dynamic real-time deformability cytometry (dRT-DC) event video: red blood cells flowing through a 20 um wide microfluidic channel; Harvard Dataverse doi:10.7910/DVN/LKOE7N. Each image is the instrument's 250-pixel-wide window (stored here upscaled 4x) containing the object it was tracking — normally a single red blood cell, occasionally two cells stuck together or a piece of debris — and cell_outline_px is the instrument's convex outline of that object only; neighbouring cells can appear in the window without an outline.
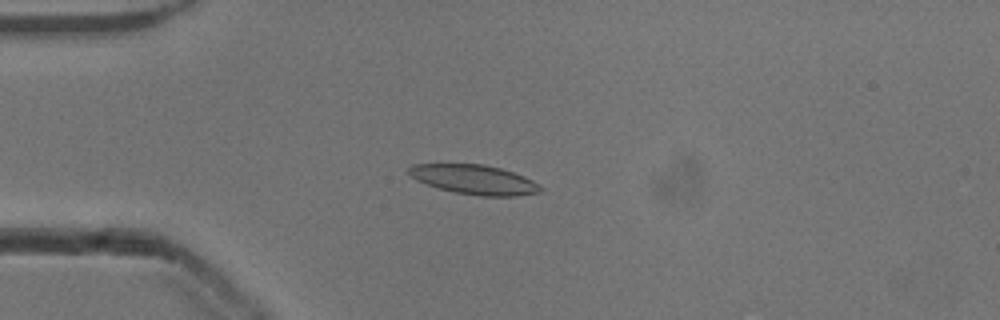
{"species": "common noctule bat (a hibernating species)", "species_latin": "Nyctalus noctula", "temperature_condition": "cold", "stored_images_in_passage": 45, "camera_frame_rate_fps": 3000, "um_per_image_px": 0.085, "animal": {"sex": "male", "body_mass_g": 13.3}, "frame": {"image": 1, "passage_image": 6, "time_ms": 1.667, "image_size_px": [1000, 320], "cell_outline_px": [[544, 192], [516, 196], [480, 196], [456, 192], [440, 188], [416, 180], [408, 172], [408, 168], [412, 164], [484, 164], [500, 168], [524, 176], [540, 184], [544, 188]], "centroid_in_image_um": [40.38, 15.27], "position_along_channel_um": 44.6, "area_um2": 22.6}}
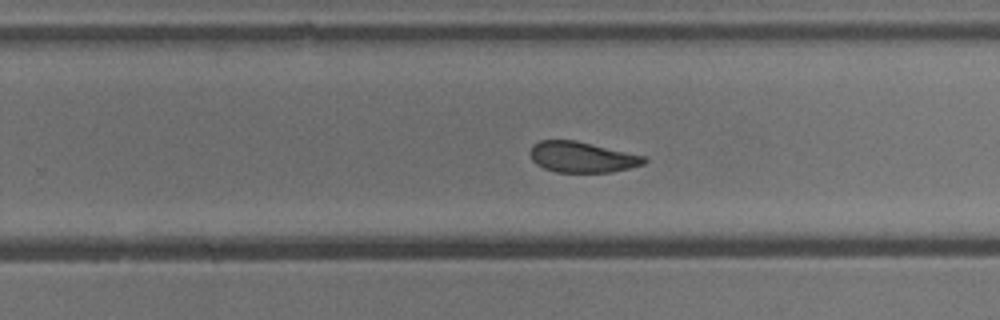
{"frame": {"image": 2, "passage_image": 26, "time_ms": 8.333, "image_size_px": [1000, 320], "cell_outline_px": [[648, 160], [644, 164], [612, 172], [556, 172], [544, 168], [536, 164], [532, 160], [528, 152], [532, 144], [540, 140], [576, 140], [644, 156]], "centroid_in_image_um": [49.42, 13.35], "position_along_channel_um": 280.4, "area_um2": 20.46}}
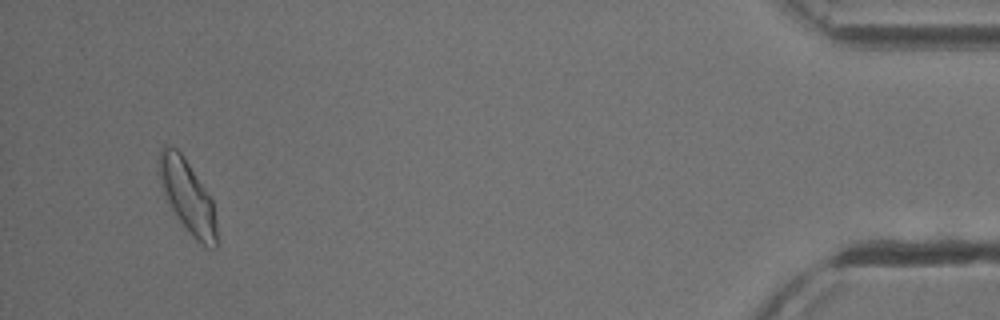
{"frame": {"image": 3, "passage_image": 43, "time_ms": 14.0, "image_size_px": [1000, 320], "cell_outline_px": [[216, 248], [208, 248], [196, 240], [192, 236], [180, 220], [172, 208], [160, 184], [160, 148], [164, 144], [176, 148], [180, 152], [212, 200], [216, 220]], "centroid_in_image_um": [15.95, 16.71], "position_along_channel_um": 419.2, "area_um2": 23.52}, "authors_computed_cell_mechanics": {"area_um2": 22.1952, "velocity_mm_per_s": 3.8357, "shape_relaxation_time_tau1_ms": 4.4279, "shape_relaxation_time_tau2_ms": 4.2732, "deformation_change_tau1": 0.1169, "deformation_change_tau2": 0.0885}}